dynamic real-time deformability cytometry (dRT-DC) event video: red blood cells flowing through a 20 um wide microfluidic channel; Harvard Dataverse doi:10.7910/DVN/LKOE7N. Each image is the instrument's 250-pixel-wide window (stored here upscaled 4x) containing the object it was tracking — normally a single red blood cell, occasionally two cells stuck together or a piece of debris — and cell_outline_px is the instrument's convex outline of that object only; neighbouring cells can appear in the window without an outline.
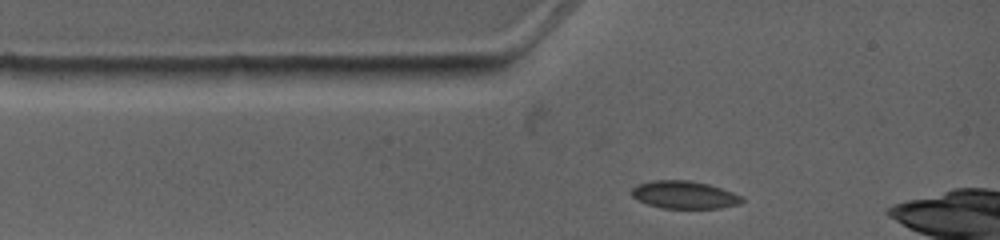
{"species": "common noctule bat (a hibernating species)", "species_latin": "Nyctalus noctula", "temperature_condition": "warm", "stored_images_in_passage": 4, "camera_frame_rate_fps": 4500, "um_per_image_px": 0.085, "animal": {"sex": "female", "body_mass_g": 19.0, "forearm_length_mm": 53.3}, "frame": {"image": 1, "passage_image": 1, "time_ms": 0.0, "image_size_px": [1000, 240], "cell_outline_px": [[744, 200], [740, 204], [720, 208], [660, 208], [648, 204], [632, 196], [632, 188], [636, 184], [652, 180], [688, 180], [708, 184], [732, 192], [740, 196]], "centroid_in_image_um": [58.15, 16.55], "position_along_channel_um": 26.8, "area_um2": 17.69}}
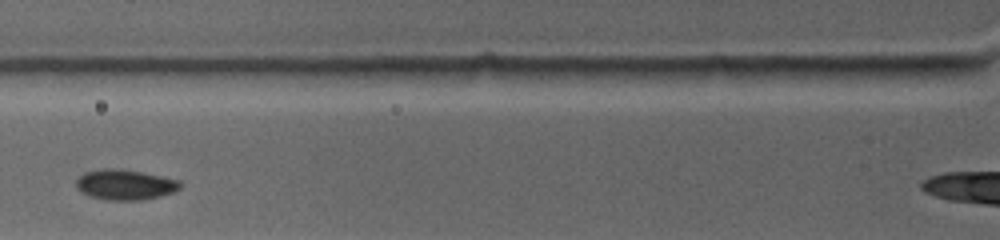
{"frame": {"image": 2, "passage_image": 3, "time_ms": 2.444, "image_size_px": [1000, 240], "cell_outline_px": [[180, 188], [172, 192], [160, 196], [140, 200], [108, 200], [92, 196], [80, 192], [76, 188], [76, 180], [84, 172], [100, 168], [124, 168], [180, 180]], "centroid_in_image_um": [10.6, 15.67], "position_along_channel_um": 115.2, "area_um2": 18.5}}
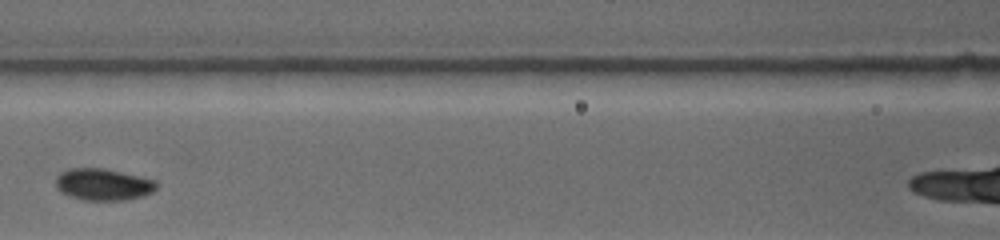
{"frame": {"image": 3, "passage_image": 4, "time_ms": 3.556, "image_size_px": [1000, 240], "cell_outline_px": [[160, 184], [152, 192], [144, 196], [128, 200], [84, 200], [68, 196], [60, 192], [56, 188], [56, 176], [60, 172], [72, 168], [104, 168], [156, 180]], "centroid_in_image_um": [8.78, 15.68], "position_along_channel_um": 157.8, "area_um2": 18.9}}